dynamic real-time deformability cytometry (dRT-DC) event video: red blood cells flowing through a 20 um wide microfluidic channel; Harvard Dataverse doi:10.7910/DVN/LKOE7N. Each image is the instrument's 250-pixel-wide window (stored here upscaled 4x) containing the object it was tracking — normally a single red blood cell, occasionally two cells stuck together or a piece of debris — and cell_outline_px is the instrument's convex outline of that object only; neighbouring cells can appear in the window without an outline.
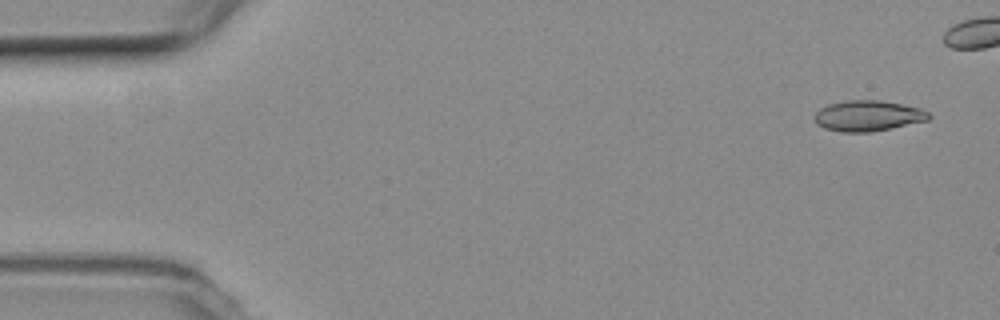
{"species": "common noctule bat (a hibernating species)", "species_latin": "Nyctalus noctula", "temperature_condition": "room temperature", "stored_images_in_passage": 45, "camera_frame_rate_fps": 3000, "um_per_image_px": 0.085, "animal": {"sex": "female", "body_mass_g": 19.3, "forearm_length_mm": 54.1}, "frame": {"image": 1, "passage_image": 3, "time_ms": 0.667, "image_size_px": [1000, 320], "cell_outline_px": [[932, 116], [928, 120], [872, 132], [840, 132], [824, 128], [816, 124], [812, 116], [820, 108], [828, 104], [844, 100], [880, 100], [920, 108], [928, 112]], "centroid_in_image_um": [73.73, 9.84], "position_along_channel_um": 11.3, "area_um2": 20.58}}
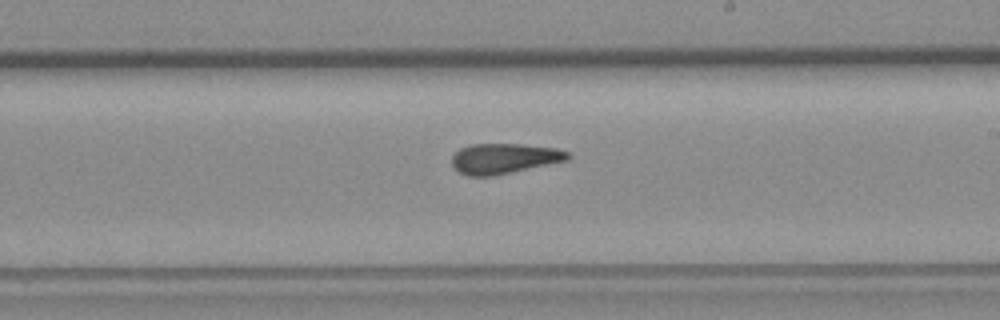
{"frame": {"image": 2, "passage_image": 32, "time_ms": 10.333, "image_size_px": [1000, 320], "cell_outline_px": [[572, 156], [568, 160], [492, 176], [468, 176], [460, 172], [452, 164], [452, 156], [460, 148], [472, 144], [520, 144], [556, 148], [568, 152]], "centroid_in_image_um": [42.86, 13.47], "position_along_channel_um": 246.1, "area_um2": 20.29}}
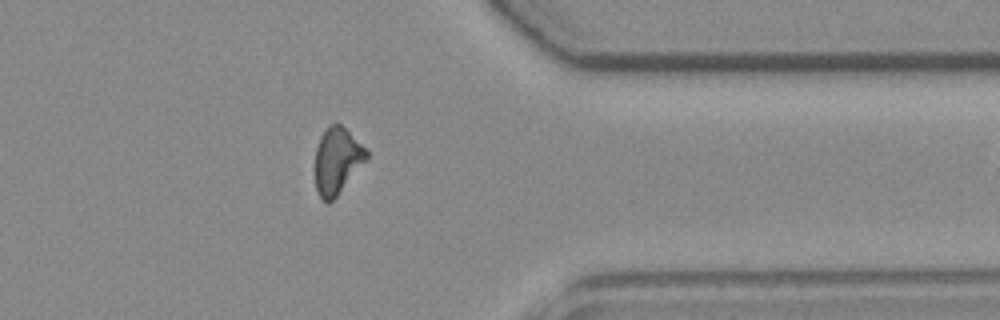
{"frame": {"image": 3, "passage_image": 44, "time_ms": 14.333, "image_size_px": [1000, 320], "cell_outline_px": [[368, 156], [336, 196], [328, 204], [320, 196], [316, 188], [316, 148], [320, 136], [324, 128], [328, 124], [340, 124], [368, 152]], "centroid_in_image_um": [28.61, 13.64], "position_along_channel_um": 382.8, "area_um2": 19.13}}